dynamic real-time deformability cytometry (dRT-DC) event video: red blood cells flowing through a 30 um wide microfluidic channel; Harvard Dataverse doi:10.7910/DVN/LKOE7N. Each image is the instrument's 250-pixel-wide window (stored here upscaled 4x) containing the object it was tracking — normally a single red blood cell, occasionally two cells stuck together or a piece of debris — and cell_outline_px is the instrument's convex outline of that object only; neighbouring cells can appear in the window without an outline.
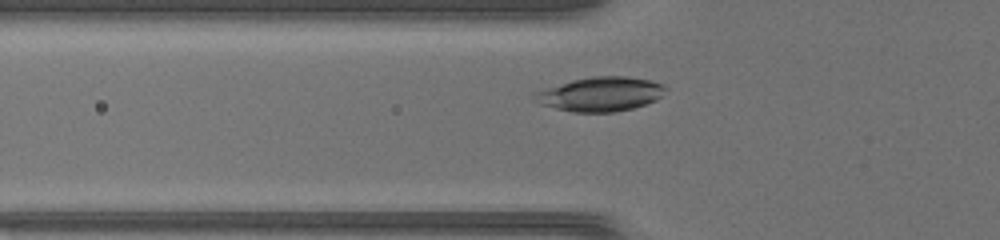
{"species": "common noctule bat (a hibernating species)", "species_latin": "Nyctalus noctula", "temperature_condition": "warm", "stored_images_in_passage": 40, "camera_frame_rate_fps": 3000, "um_per_image_px": 0.085, "animal": {"sex": "female", "body_mass_g": 17.0, "forearm_length_mm": 48.0}, "frame": {"image": 1, "passage_image": 8, "time_ms": 2.333, "image_size_px": [1000, 240], "cell_outline_px": [[668, 88], [656, 100], [632, 108], [616, 112], [572, 112], [540, 104], [532, 100], [532, 96], [536, 92], [572, 80], [592, 76], [628, 76], [652, 80], [664, 84]], "centroid_in_image_um": [51.06, 7.99], "position_along_channel_um": 74.7, "area_um2": 26.13}}
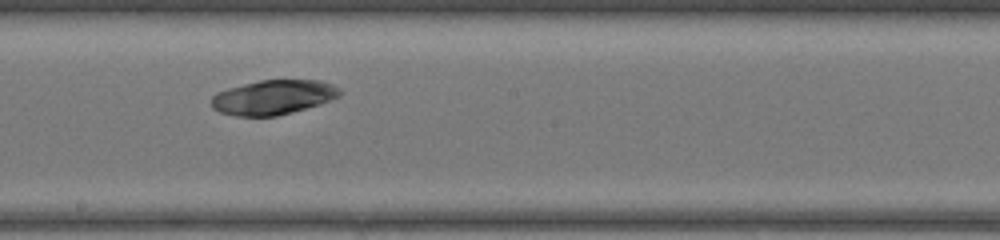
{"frame": {"image": 2, "passage_image": 19, "time_ms": 6.0, "image_size_px": [1000, 240], "cell_outline_px": [[344, 92], [340, 96], [320, 104], [292, 112], [276, 116], [236, 116], [220, 112], [212, 108], [212, 96], [216, 92], [228, 88], [260, 80], [320, 80], [332, 84], [340, 88]], "centroid_in_image_um": [23.25, 8.26], "position_along_channel_um": 225.0, "area_um2": 25.95}}
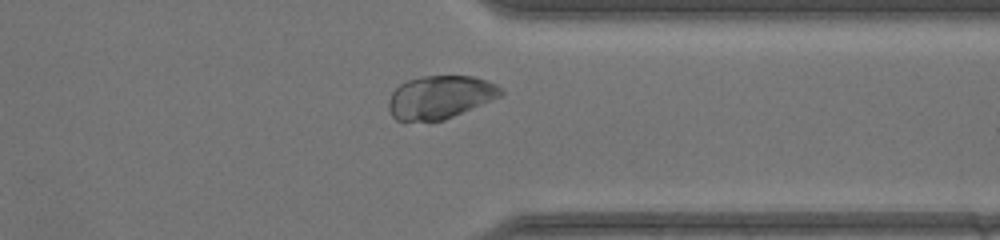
{"frame": {"image": 3, "passage_image": 30, "time_ms": 9.667, "image_size_px": [1000, 240], "cell_outline_px": [[504, 92], [500, 96], [444, 120], [396, 120], [392, 116], [388, 108], [388, 100], [392, 92], [400, 84], [408, 80], [420, 76], [472, 76], [488, 80], [504, 88]], "centroid_in_image_um": [37.41, 8.24], "position_along_channel_um": 374.0, "area_um2": 28.03}}